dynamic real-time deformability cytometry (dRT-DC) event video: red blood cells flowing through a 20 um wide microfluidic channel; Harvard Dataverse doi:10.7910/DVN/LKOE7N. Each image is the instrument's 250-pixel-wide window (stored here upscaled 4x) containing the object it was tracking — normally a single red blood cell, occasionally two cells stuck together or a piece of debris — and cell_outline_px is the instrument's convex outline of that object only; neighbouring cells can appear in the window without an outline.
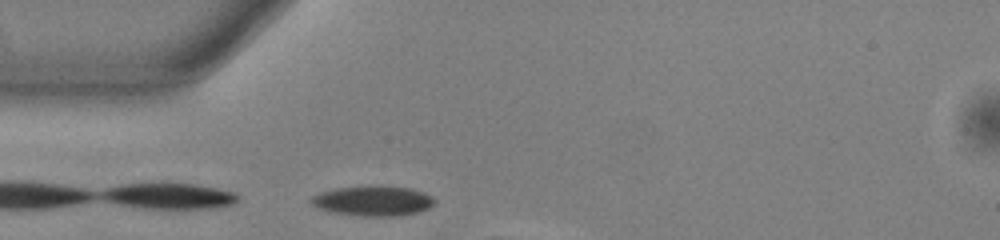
{"species": "common noctule bat (a hibernating species)", "species_latin": "Nyctalus noctula", "temperature_condition": "warm", "stored_images_in_passage": 6, "camera_frame_rate_fps": 3000, "um_per_image_px": 0.085, "animal": {"sex": "male", "body_mass_g": 13.0, "forearm_length_mm": 53.1}, "frame": {"image": 1, "passage_image": 1, "time_ms": 0.0, "image_size_px": [1000, 240], "cell_outline_px": [[436, 200], [428, 208], [416, 212], [396, 216], [360, 216], [336, 212], [320, 208], [312, 204], [308, 200], [312, 196], [320, 192], [336, 188], [412, 188], [424, 192], [432, 196]], "centroid_in_image_um": [31.71, 17.1], "position_along_channel_um": 53.3, "area_um2": 20.69}}